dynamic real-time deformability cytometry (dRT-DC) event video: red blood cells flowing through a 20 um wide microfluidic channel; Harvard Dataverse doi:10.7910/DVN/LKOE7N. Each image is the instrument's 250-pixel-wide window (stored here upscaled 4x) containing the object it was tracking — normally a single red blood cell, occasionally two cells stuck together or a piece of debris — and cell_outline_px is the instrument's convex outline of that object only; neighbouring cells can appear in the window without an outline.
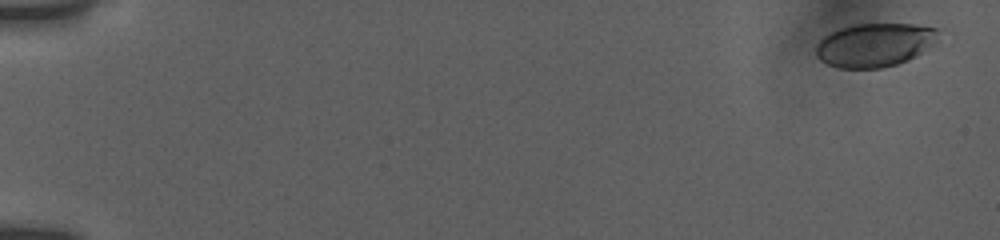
{"species": "human", "species_latin": "Homo sapiens", "temperature_condition": "room temperature", "stored_images_in_passage": 54, "camera_frame_rate_fps": 3000, "um_per_image_px": 0.085, "donor": {"sex": "female"}, "frame": {"image": 1, "passage_image": 1, "time_ms": 0.0, "image_size_px": [1000, 240], "cell_outline_px": [[936, 28], [920, 48], [912, 56], [896, 64], [880, 68], [840, 68], [828, 64], [820, 60], [816, 52], [816, 48], [820, 40], [824, 36], [840, 28], [856, 24], [912, 24]], "centroid_in_image_um": [74.11, 3.82], "position_along_channel_um": 10.9, "area_um2": 29.25}}
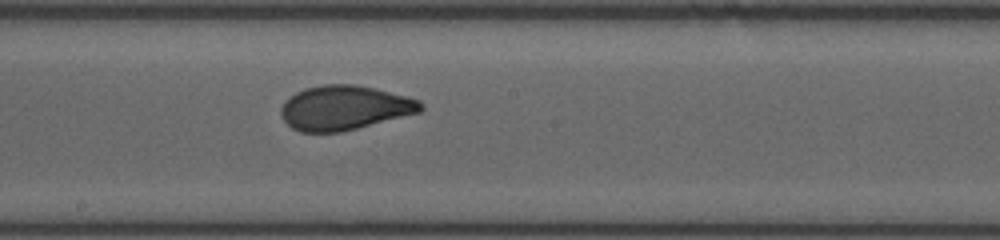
{"frame": {"image": 2, "passage_image": 31, "time_ms": 10.0, "image_size_px": [1000, 240], "cell_outline_px": [[424, 108], [420, 112], [340, 132], [300, 132], [292, 128], [284, 120], [280, 112], [280, 108], [296, 92], [308, 88], [324, 84], [352, 84], [372, 88], [420, 100], [424, 104]], "centroid_in_image_um": [29.28, 9.17], "position_along_channel_um": 218.9, "area_um2": 35.6}}
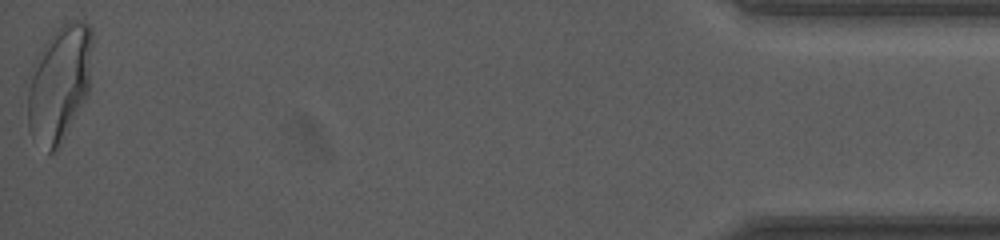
{"frame": {"image": 3, "passage_image": 54, "time_ms": 17.667, "image_size_px": [1000, 240], "cell_outline_px": [[92, 44], [88, 92], [60, 148], [52, 152], [48, 152], [28, 128], [20, 104], [28, 72], [36, 56], [44, 44], [64, 24], [76, 20], [84, 20], [92, 28]], "centroid_in_image_um": [4.94, 7.13], "position_along_channel_um": 430.3, "area_um2": 45.2}, "authors_computed_cell_mechanics": {"area_um2": 35.3447, "velocity_mm_per_s": 3.8389, "shape_relaxation_time_tau1_ms": 5.7836, "shape_relaxation_time_tau2_ms": null, "deformation_change_tau1": 0.1688, "deformation_change_tau2": null}}